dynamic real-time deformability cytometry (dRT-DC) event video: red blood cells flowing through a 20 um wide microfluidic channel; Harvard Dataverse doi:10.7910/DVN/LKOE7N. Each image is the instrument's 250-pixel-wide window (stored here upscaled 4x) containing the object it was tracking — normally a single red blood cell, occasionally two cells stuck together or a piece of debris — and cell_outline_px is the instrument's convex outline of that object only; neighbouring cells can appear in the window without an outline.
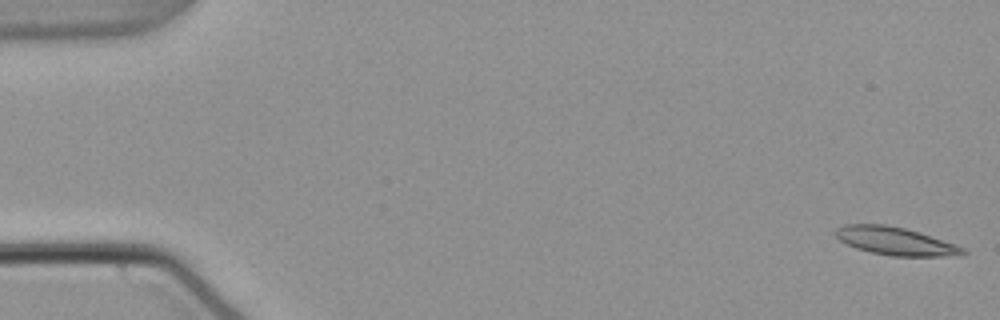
{"species": "common noctule bat (a hibernating species)", "species_latin": "Nyctalus noctula", "temperature_condition": "warm", "stored_images_in_passage": 8, "camera_frame_rate_fps": 3000, "um_per_image_px": 0.085, "animal": {"sex": "male", "body_mass_g": 21.5, "forearm_length_mm": 52.0}, "frame": {"image": 1, "passage_image": 1, "time_ms": 0.0, "image_size_px": [1000, 320], "cell_outline_px": [[968, 252], [960, 256], [892, 256], [872, 252], [856, 248], [840, 240], [836, 236], [836, 228], [844, 224], [884, 224], [904, 228], [920, 232], [956, 244], [964, 248]], "centroid_in_image_um": [76.16, 20.49], "position_along_channel_um": 8.8, "area_um2": 20.75}}